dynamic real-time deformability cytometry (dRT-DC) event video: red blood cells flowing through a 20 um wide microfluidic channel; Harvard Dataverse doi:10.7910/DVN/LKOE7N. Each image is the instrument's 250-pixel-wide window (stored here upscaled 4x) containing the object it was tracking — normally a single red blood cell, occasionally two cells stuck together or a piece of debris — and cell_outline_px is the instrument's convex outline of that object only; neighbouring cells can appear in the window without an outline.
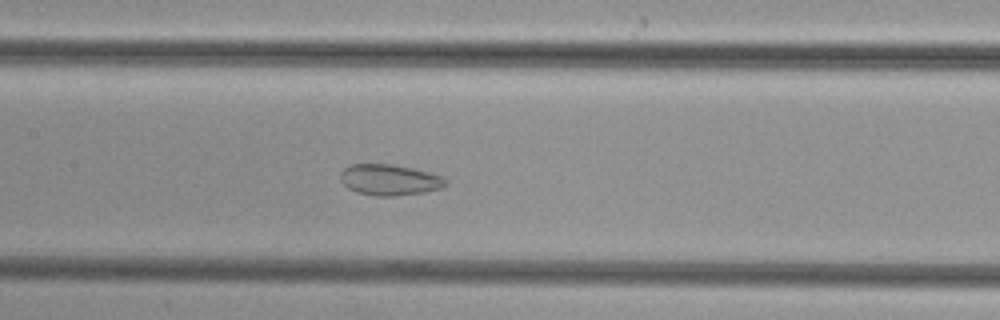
{"species": "common noctule bat (a hibernating species)", "species_latin": "Nyctalus noctula", "temperature_condition": "cold", "stored_images_in_passage": 47, "camera_frame_rate_fps": 3000, "um_per_image_px": 0.085, "animal": {"sex": "female", "body_mass_g": 29.2, "forearm_length_mm": 56.3}, "frame": {"image": 1, "passage_image": 20, "time_ms": 6.333, "image_size_px": [1000, 320], "cell_outline_px": [[448, 184], [444, 188], [424, 192], [396, 196], [376, 196], [356, 192], [348, 188], [340, 180], [340, 172], [348, 164], [392, 164], [412, 168], [440, 176], [448, 180]], "centroid_in_image_um": [33.1, 15.29], "position_along_channel_um": 174.3, "area_um2": 19.13}}
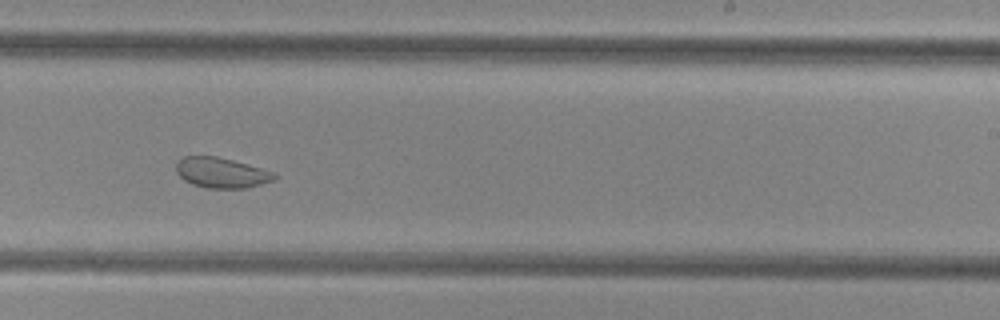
{"frame": {"image": 2, "passage_image": 27, "time_ms": 8.667, "image_size_px": [1000, 320], "cell_outline_px": [[280, 176], [272, 180], [248, 188], [208, 188], [192, 184], [184, 180], [176, 172], [176, 160], [184, 156], [216, 156], [232, 160], [276, 172]], "centroid_in_image_um": [18.82, 14.68], "position_along_channel_um": 270.2, "area_um2": 17.46}}
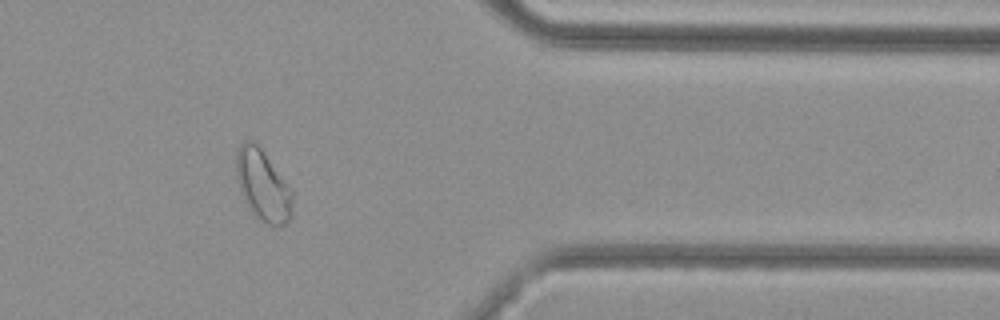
{"frame": {"image": 3, "passage_image": 37, "time_ms": 12.0, "image_size_px": [1000, 320], "cell_outline_px": [[292, 216], [284, 224], [276, 228], [256, 220], [252, 216], [240, 192], [236, 180], [236, 148], [244, 140], [252, 140], [264, 152], [288, 184], [292, 192]], "centroid_in_image_um": [22.31, 15.8], "position_along_channel_um": 389.1, "area_um2": 23.87}}